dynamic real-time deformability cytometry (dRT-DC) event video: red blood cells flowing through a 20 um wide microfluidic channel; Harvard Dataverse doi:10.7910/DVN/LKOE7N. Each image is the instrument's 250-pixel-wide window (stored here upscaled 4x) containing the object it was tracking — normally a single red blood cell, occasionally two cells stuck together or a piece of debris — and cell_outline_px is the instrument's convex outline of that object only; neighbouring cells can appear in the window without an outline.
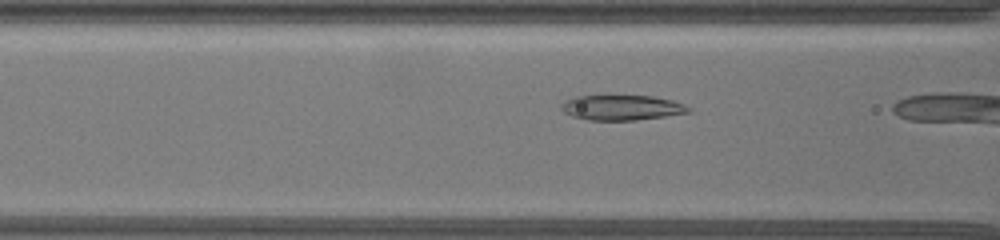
{"species": "common noctule bat (a hibernating species)", "species_latin": "Nyctalus noctula", "temperature_condition": "warm", "stored_images_in_passage": 34, "camera_frame_rate_fps": 3000, "um_per_image_px": 0.085, "animal": {"sex": "female", "body_mass_g": 19.5, "forearm_length_mm": 54.1}, "frame": {"image": 1, "passage_image": 5, "time_ms": 1.333, "image_size_px": [1000, 240], "cell_outline_px": [[692, 112], [636, 120], [588, 120], [572, 116], [564, 112], [560, 108], [560, 104], [564, 100], [576, 96], [652, 96], [672, 100], [684, 104], [692, 108]], "centroid_in_image_um": [52.85, 9.15], "position_along_channel_um": 113.8, "area_um2": 18.67}}
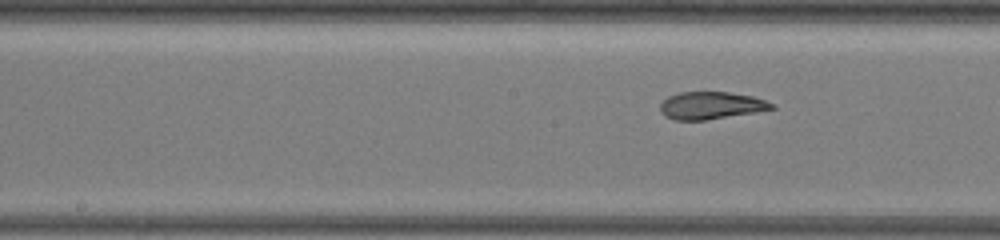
{"frame": {"image": 2, "passage_image": 13, "time_ms": 4.0, "image_size_px": [1000, 240], "cell_outline_px": [[776, 108], [756, 112], [708, 120], [672, 120], [664, 116], [660, 112], [660, 104], [668, 96], [680, 92], [728, 92], [752, 96], [776, 104]], "centroid_in_image_um": [60.43, 8.97], "position_along_channel_um": 187.8, "area_um2": 17.98}}
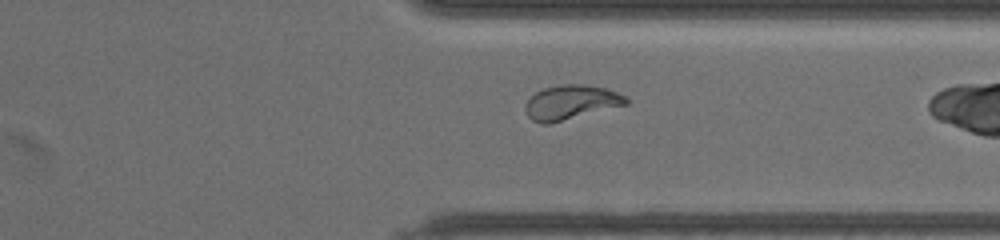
{"frame": {"image": 3, "passage_image": 32, "time_ms": 10.333, "image_size_px": [1000, 240], "cell_outline_px": [[628, 104], [548, 124], [540, 124], [532, 120], [524, 112], [524, 104], [536, 92], [544, 88], [564, 84], [584, 84], [604, 88], [616, 92], [624, 96], [628, 100]], "centroid_in_image_um": [48.48, 8.7], "position_along_channel_um": 362.9, "area_um2": 20.06}}